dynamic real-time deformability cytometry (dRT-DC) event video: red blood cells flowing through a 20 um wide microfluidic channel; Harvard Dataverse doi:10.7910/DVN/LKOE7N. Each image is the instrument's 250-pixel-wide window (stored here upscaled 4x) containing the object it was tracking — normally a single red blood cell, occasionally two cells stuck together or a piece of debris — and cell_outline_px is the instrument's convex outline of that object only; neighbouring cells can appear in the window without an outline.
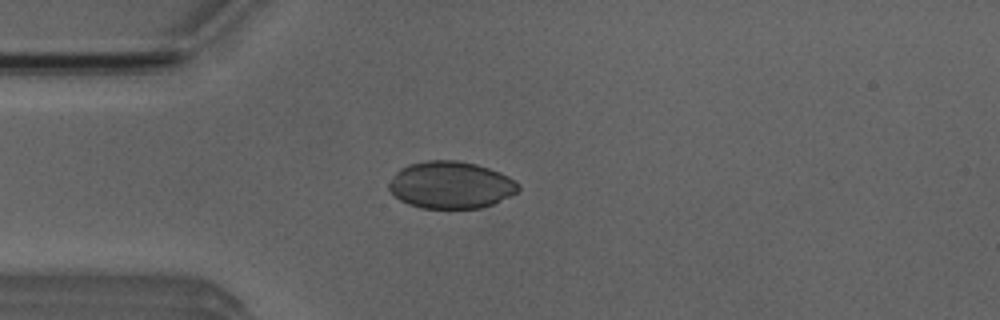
{"species": "Egyptian fruit bat (a non-hibernating species)", "species_latin": "Rousettus aegyptiacus", "temperature_condition": "room temperature", "stored_images_in_passage": 37, "camera_frame_rate_fps": 3000, "um_per_image_px": 0.085, "animal": {"sex": "male"}, "frame": {"image": 1, "passage_image": 9, "time_ms": 2.667, "image_size_px": [1000, 320], "cell_outline_px": [[520, 188], [516, 192], [492, 204], [480, 208], [420, 208], [408, 204], [400, 200], [388, 188], [388, 184], [396, 172], [400, 168], [408, 164], [428, 160], [456, 160], [476, 164], [500, 172], [508, 176], [520, 184]], "centroid_in_image_um": [38.3, 15.71], "position_along_channel_um": 46.7, "area_um2": 35.43}}
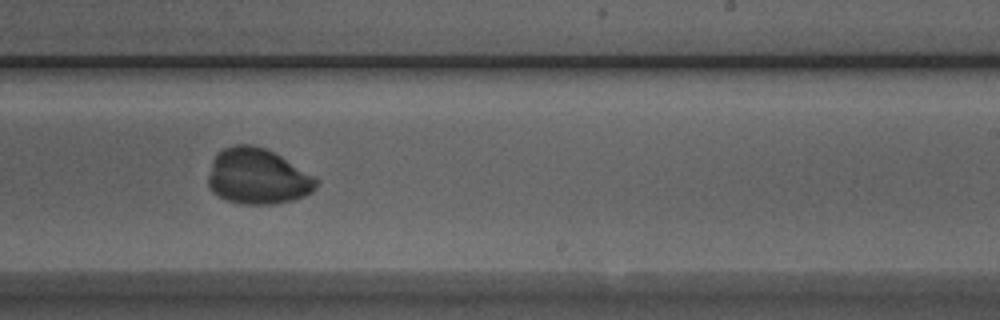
{"frame": {"image": 2, "passage_image": 27, "time_ms": 8.667, "image_size_px": [1000, 320], "cell_outline_px": [[320, 180], [316, 188], [312, 192], [304, 196], [292, 200], [272, 204], [240, 204], [228, 200], [212, 192], [208, 184], [208, 176], [212, 160], [216, 152], [224, 148], [236, 144], [252, 144], [264, 148], [280, 156]], "centroid_in_image_um": [21.87, 15.0], "position_along_channel_um": 267.1, "area_um2": 35.03}}
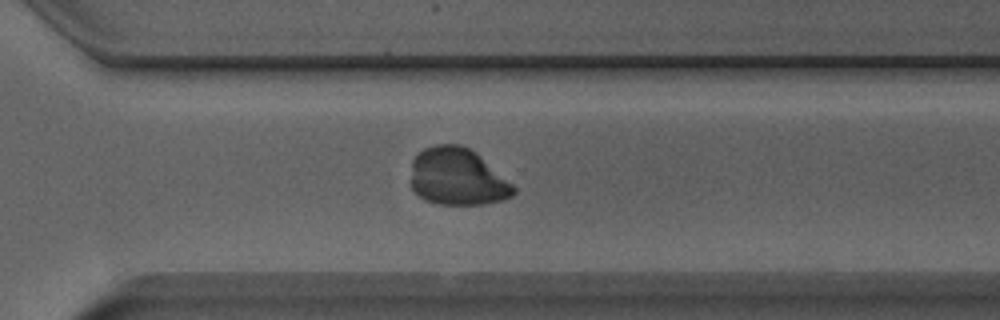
{"frame": {"image": 3, "passage_image": 32, "time_ms": 10.333, "image_size_px": [1000, 320], "cell_outline_px": [[516, 192], [512, 196], [504, 200], [484, 204], [436, 204], [424, 200], [412, 188], [412, 160], [424, 148], [432, 144], [460, 144], [476, 152], [512, 184], [516, 188]], "centroid_in_image_um": [38.89, 15.03], "position_along_channel_um": 331.7, "area_um2": 34.22}}